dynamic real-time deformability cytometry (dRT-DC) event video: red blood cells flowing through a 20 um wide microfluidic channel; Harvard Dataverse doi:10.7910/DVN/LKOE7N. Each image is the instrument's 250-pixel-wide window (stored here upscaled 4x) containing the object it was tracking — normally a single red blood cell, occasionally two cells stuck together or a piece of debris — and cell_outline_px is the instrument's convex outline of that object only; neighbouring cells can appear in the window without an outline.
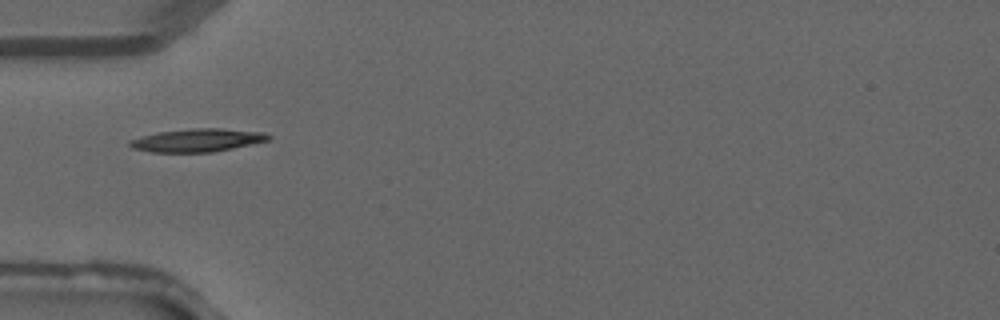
{"species": "common noctule bat (a hibernating species)", "species_latin": "Nyctalus noctula", "temperature_condition": "warm", "stored_images_in_passage": 21, "camera_frame_rate_fps": 3000, "um_per_image_px": 0.085, "animal": {"sex": "male", "forearm_length_mm": 52.5}, "frame": {"image": 1, "passage_image": 2, "time_ms": 0.333, "image_size_px": [1000, 320], "cell_outline_px": [[272, 136], [268, 140], [232, 148], [212, 152], [152, 152], [132, 148], [128, 144], [128, 140], [156, 132], [192, 128], [220, 128], [264, 132]], "centroid_in_image_um": [16.74, 11.91], "position_along_channel_um": 68.3, "area_um2": 18.61}}
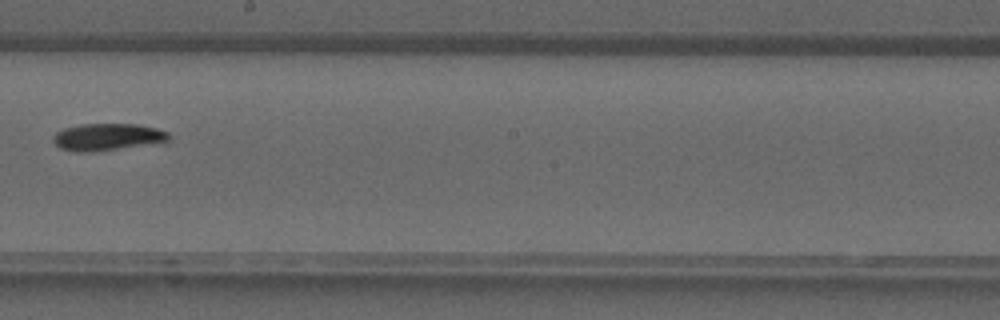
{"frame": {"image": 2, "passage_image": 12, "time_ms": 3.667, "image_size_px": [1000, 320], "cell_outline_px": [[172, 136], [164, 144], [92, 152], [76, 152], [60, 148], [52, 140], [52, 136], [56, 132], [64, 128], [80, 124], [136, 124], [156, 128], [168, 132]], "centroid_in_image_um": [9.21, 11.66], "position_along_channel_um": 239.0, "area_um2": 18.84}}
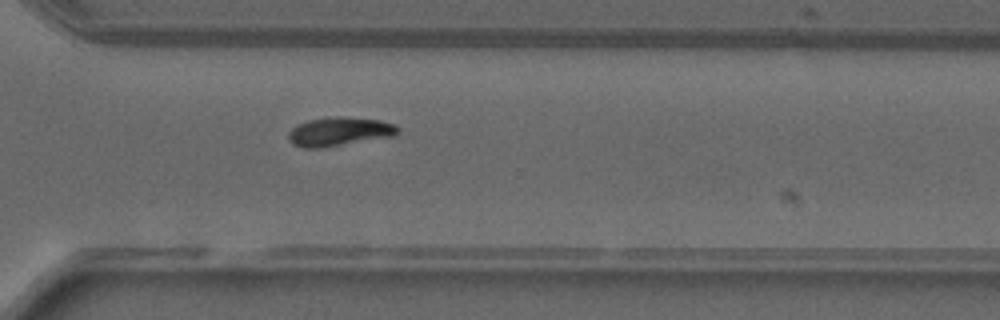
{"frame": {"image": 3, "passage_image": 18, "time_ms": 5.667, "image_size_px": [1000, 320], "cell_outline_px": [[400, 132], [396, 136], [320, 148], [304, 148], [292, 144], [288, 136], [288, 132], [296, 124], [308, 120], [336, 116], [340, 116], [380, 120], [396, 124], [400, 128]], "centroid_in_image_um": [28.88, 11.18], "position_along_channel_um": 341.7, "area_um2": 18.61}}